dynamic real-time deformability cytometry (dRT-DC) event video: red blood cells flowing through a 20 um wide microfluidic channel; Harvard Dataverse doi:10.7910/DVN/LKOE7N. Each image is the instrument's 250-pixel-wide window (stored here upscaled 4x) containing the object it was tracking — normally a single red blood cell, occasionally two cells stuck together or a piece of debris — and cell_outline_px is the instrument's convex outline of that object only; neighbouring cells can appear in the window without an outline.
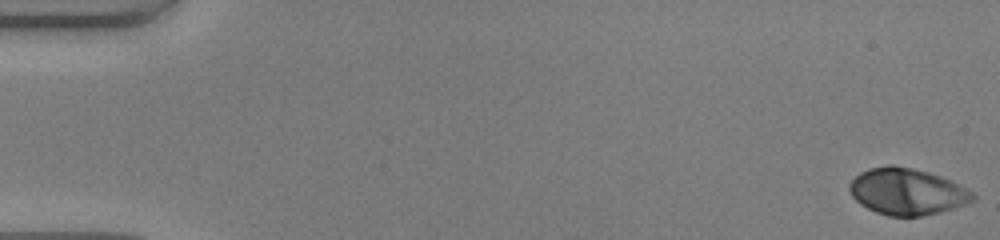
{"species": "human", "species_latin": "Homo sapiens", "temperature_condition": "warm", "stored_images_in_passage": 51, "camera_frame_rate_fps": 3000, "um_per_image_px": 0.085, "donor": {"sex": "male"}, "frame": {"image": 1, "passage_image": 1, "time_ms": 0.0, "image_size_px": [1000, 240], "cell_outline_px": [[976, 196], [972, 200], [964, 204], [940, 212], [920, 216], [888, 216], [876, 212], [860, 204], [852, 196], [848, 188], [848, 184], [860, 172], [868, 168], [888, 164], [892, 164], [912, 168], [928, 172], [940, 176], [960, 184], [968, 188]], "centroid_in_image_um": [77.07, 16.27], "position_along_channel_um": 7.9, "area_um2": 33.47}}
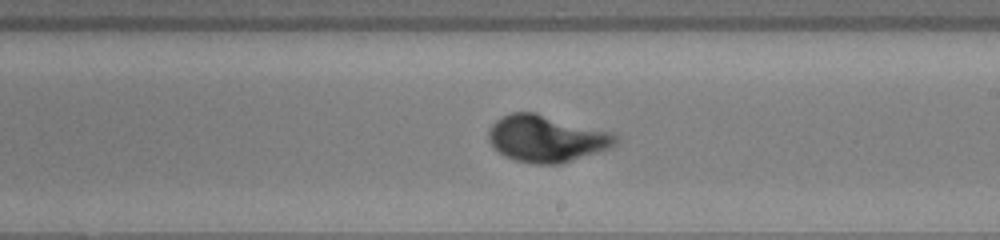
{"frame": {"image": 2, "passage_image": 30, "time_ms": 9.667, "image_size_px": [1000, 240], "cell_outline_px": [[620, 140], [612, 148], [560, 164], [532, 164], [516, 160], [504, 156], [492, 148], [488, 140], [488, 132], [492, 124], [500, 116], [512, 112], [536, 112], [612, 132]], "centroid_in_image_um": [46.44, 11.78], "position_along_channel_um": 242.6, "area_um2": 35.08}}
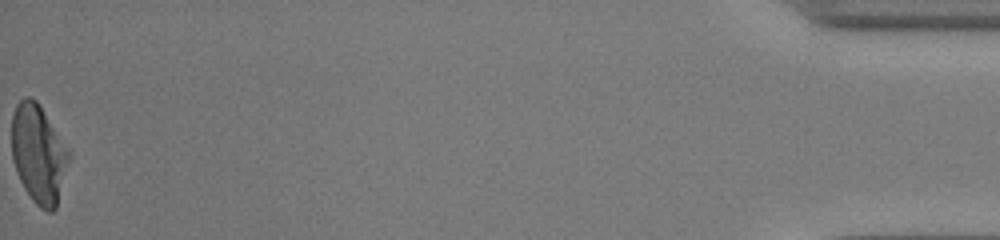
{"frame": {"image": 3, "passage_image": 51, "time_ms": 16.667, "image_size_px": [1000, 240], "cell_outline_px": [[72, 156], [56, 208], [52, 212], [48, 212], [40, 208], [32, 200], [24, 188], [16, 172], [12, 160], [12, 112], [16, 104], [24, 96], [32, 96], [36, 100], [72, 152]], "centroid_in_image_um": [3.3, 13.08], "position_along_channel_um": 431.9, "area_um2": 33.52}, "authors_computed_cell_mechanics": {"area_um2": 33.0616, "velocity_mm_per_s": 4.1257, "shape_relaxation_time_tau1_ms": 3.1971, "shape_relaxation_time_tau2_ms": null, "deformation_change_tau1": 0.2127, "deformation_change_tau2": null}}